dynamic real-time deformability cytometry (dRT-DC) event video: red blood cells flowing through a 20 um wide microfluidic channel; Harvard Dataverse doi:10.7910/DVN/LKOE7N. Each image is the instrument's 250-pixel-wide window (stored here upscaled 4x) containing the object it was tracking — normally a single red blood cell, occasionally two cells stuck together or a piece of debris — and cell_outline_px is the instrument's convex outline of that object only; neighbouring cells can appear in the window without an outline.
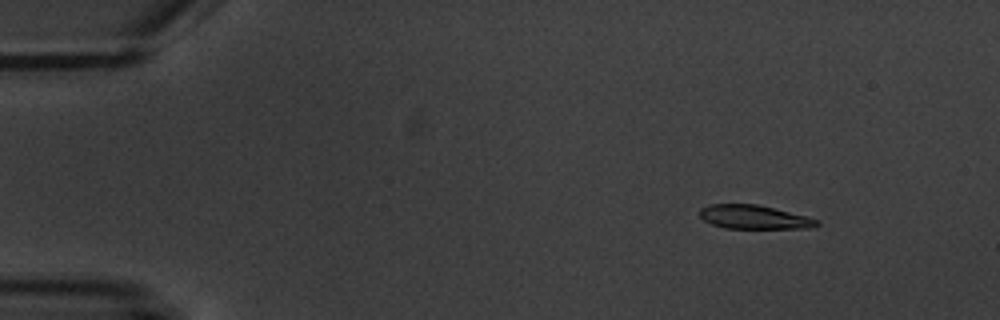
{"species": "common noctule bat (a hibernating species)", "species_latin": "Nyctalus noctula", "temperature_condition": "warm", "stored_images_in_passage": 4, "camera_frame_rate_fps": 3000, "um_per_image_px": 0.085, "animal": {"sex": "male", "body_mass_g": 20.1, "forearm_length_mm": 53.5}, "frame": {"image": 1, "passage_image": 2, "time_ms": 2.333, "image_size_px": [1000, 320], "cell_outline_px": [[820, 224], [808, 228], [724, 228], [712, 224], [704, 220], [700, 216], [700, 208], [708, 204], [756, 204], [820, 220]], "centroid_in_image_um": [64.05, 18.45], "position_along_channel_um": 20.9, "area_um2": 16.01}}